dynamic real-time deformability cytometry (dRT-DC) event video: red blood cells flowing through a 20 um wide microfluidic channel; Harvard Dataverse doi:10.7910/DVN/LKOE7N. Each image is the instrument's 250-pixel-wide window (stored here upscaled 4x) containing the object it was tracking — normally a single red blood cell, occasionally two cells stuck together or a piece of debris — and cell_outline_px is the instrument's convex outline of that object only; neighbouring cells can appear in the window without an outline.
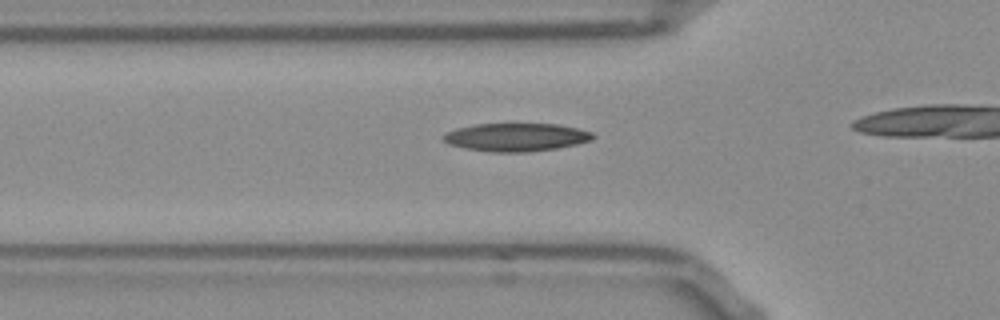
{"species": "Egyptian fruit bat (a non-hibernating species)", "species_latin": "Rousettus aegyptiacus", "temperature_condition": "room temperature", "stored_images_in_passage": 20, "camera_frame_rate_fps": 3000, "um_per_image_px": 0.085, "frame": {"image": 1, "passage_image": 12, "time_ms": 3.667, "image_size_px": [1000, 320], "cell_outline_px": [[596, 136], [592, 140], [576, 144], [556, 148], [528, 152], [488, 152], [464, 148], [448, 144], [440, 136], [444, 132], [456, 128], [476, 124], [560, 124], [580, 128], [592, 132]], "centroid_in_image_um": [43.86, 11.66], "position_along_channel_um": 81.9, "area_um2": 24.8}}
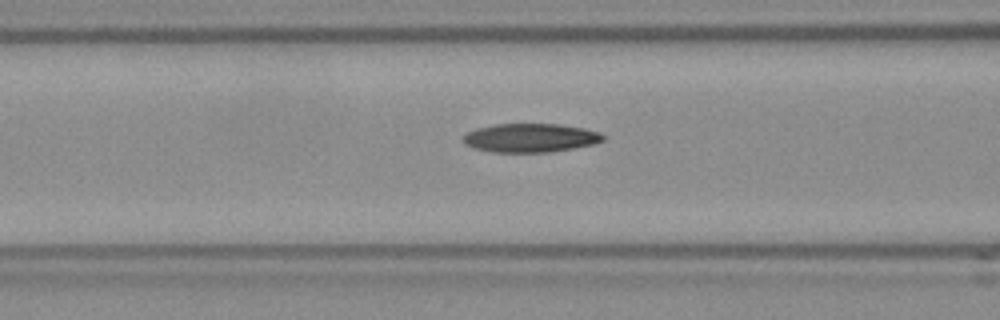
{"frame": {"image": 2, "passage_image": 15, "time_ms": 4.667, "image_size_px": [1000, 320], "cell_outline_px": [[604, 140], [596, 144], [548, 152], [492, 152], [476, 148], [464, 144], [464, 136], [468, 132], [476, 128], [496, 124], [560, 124], [584, 128], [600, 132], [604, 136]], "centroid_in_image_um": [45.12, 11.71], "position_along_channel_um": 121.5, "area_um2": 23.35}}